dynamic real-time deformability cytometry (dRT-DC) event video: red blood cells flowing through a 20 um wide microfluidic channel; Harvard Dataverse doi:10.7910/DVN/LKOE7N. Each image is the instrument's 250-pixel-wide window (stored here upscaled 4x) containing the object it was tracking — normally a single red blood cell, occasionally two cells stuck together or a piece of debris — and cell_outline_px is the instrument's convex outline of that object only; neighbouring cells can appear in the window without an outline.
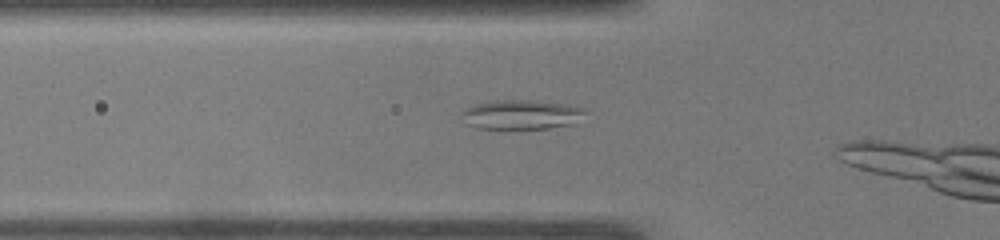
{"species": "common noctule bat (a hibernating species)", "species_latin": "Nyctalus noctula", "temperature_condition": "warm", "stored_images_in_passage": 9, "camera_frame_rate_fps": 3000, "um_per_image_px": 0.085, "animal": {"sex": "male", "body_mass_g": 19.0, "forearm_length_mm": 50.8}, "frame": {"image": 1, "passage_image": 4, "time_ms": 1.0, "image_size_px": [1000, 240], "cell_outline_px": [[584, 112], [572, 124], [548, 128], [476, 128], [468, 124], [460, 112], [464, 108], [476, 104], [496, 100], [540, 100], [576, 104], [584, 108]], "centroid_in_image_um": [44.33, 9.71], "position_along_channel_um": 81.5, "area_um2": 21.21}}